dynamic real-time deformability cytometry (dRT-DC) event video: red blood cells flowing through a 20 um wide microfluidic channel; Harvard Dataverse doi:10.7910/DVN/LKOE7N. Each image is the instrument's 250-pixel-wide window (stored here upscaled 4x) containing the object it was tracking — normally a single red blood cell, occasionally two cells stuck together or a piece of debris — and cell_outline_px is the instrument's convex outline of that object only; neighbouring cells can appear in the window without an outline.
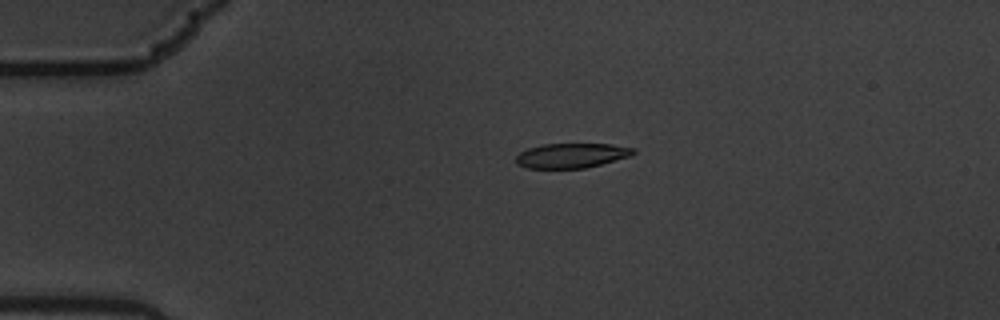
{"species": "common noctule bat (a hibernating species)", "species_latin": "Nyctalus noctula", "temperature_condition": "warm", "stored_images_in_passage": 6, "camera_frame_rate_fps": 3000, "um_per_image_px": 0.085, "animal": {"sex": "male", "body_mass_g": 19.5, "forearm_length_mm": 54.6}, "frame": {"image": 1, "passage_image": 4, "time_ms": 1.0, "image_size_px": [1000, 320], "cell_outline_px": [[636, 152], [632, 156], [584, 168], [528, 168], [516, 164], [516, 156], [520, 152], [528, 148], [544, 144], [612, 144], [636, 148]], "centroid_in_image_um": [48.61, 13.21], "position_along_channel_um": 36.4, "area_um2": 16.94}}
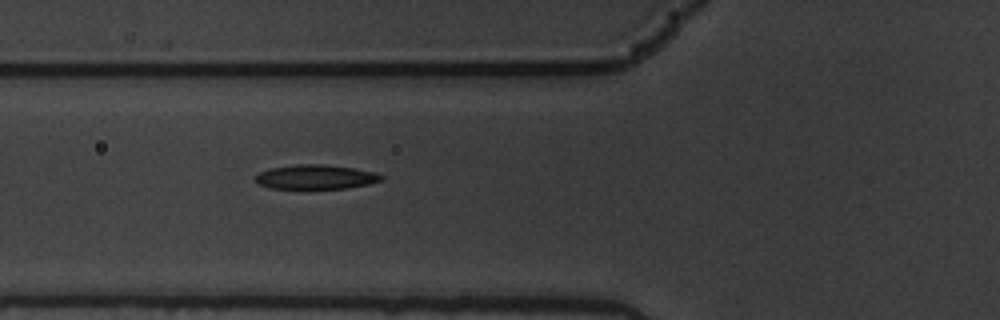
{"frame": {"image": 2, "passage_image": 6, "time_ms": 1.667, "image_size_px": [1000, 320], "cell_outline_px": [[384, 180], [368, 184], [348, 188], [268, 188], [260, 184], [256, 180], [256, 176], [260, 172], [268, 168], [296, 164], [324, 164], [356, 168], [372, 172], [384, 176]], "centroid_in_image_um": [26.85, 15.03], "position_along_channel_um": 98.9, "area_um2": 17.86}}